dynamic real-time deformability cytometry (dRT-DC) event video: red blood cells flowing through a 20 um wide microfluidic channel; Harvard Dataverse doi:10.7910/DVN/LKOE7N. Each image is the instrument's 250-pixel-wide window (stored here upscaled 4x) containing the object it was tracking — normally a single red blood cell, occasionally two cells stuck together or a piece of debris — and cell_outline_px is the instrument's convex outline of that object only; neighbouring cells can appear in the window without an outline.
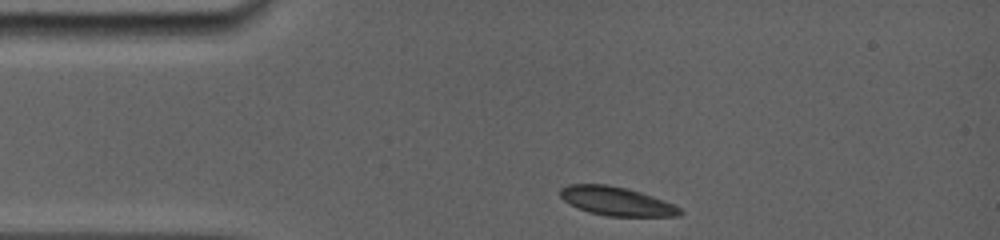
{"species": "common noctule bat (a hibernating species)", "species_latin": "Nyctalus noctula", "temperature_condition": "room temperature", "stored_images_in_passage": 22, "camera_frame_rate_fps": 5000, "um_per_image_px": 0.085, "animal": {"sex": "female", "body_mass_g": 19.0, "forearm_length_mm": 56.7}, "frame": {"image": 1, "passage_image": 1, "time_ms": 0.0, "image_size_px": [1000, 240], "cell_outline_px": [[684, 212], [680, 216], [608, 216], [588, 212], [564, 200], [560, 196], [560, 188], [568, 184], [608, 184], [628, 188], [664, 200], [680, 208]], "centroid_in_image_um": [52.41, 17.09], "position_along_channel_um": 32.6, "area_um2": 20.0}}
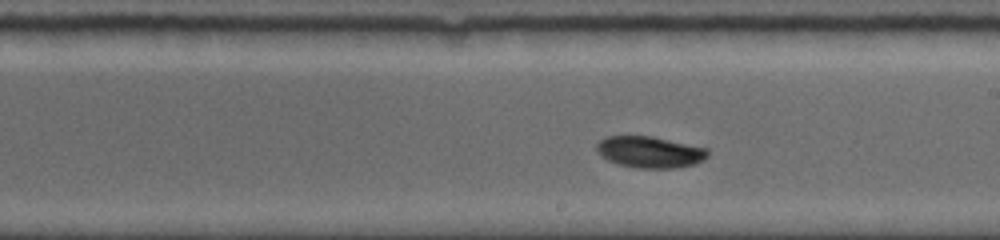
{"frame": {"image": 2, "passage_image": 13, "time_ms": 6.2, "image_size_px": [1000, 240], "cell_outline_px": [[712, 152], [704, 160], [696, 164], [672, 168], [636, 168], [620, 164], [608, 160], [600, 156], [596, 148], [596, 144], [600, 140], [608, 136], [652, 136], [708, 148]], "centroid_in_image_um": [55.28, 12.92], "position_along_channel_um": 233.7, "area_um2": 20.52}}
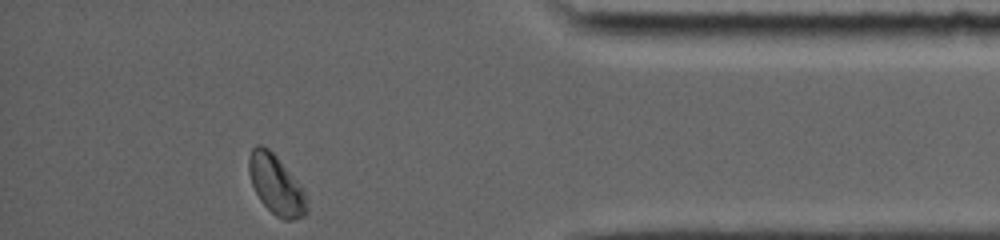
{"frame": {"image": 3, "passage_image": 22, "time_ms": 11.4, "image_size_px": [1000, 240], "cell_outline_px": [[308, 212], [304, 216], [292, 220], [284, 220], [276, 216], [260, 200], [252, 184], [248, 172], [248, 156], [252, 148], [256, 144], [260, 144], [268, 148], [276, 156], [304, 188], [308, 208]], "centroid_in_image_um": [23.47, 15.7], "position_along_channel_um": 411.7, "area_um2": 20.17}, "authors_computed_cell_mechanics": {"area_um2": 20.3456, "velocity_mm_per_s": 3.8097, "shape_relaxation_time_tau1_ms": 2.0255, "shape_relaxation_time_tau2_ms": 2.2707, "deformation_change_tau1": 0.1139, "deformation_change_tau2": 0.0411}}